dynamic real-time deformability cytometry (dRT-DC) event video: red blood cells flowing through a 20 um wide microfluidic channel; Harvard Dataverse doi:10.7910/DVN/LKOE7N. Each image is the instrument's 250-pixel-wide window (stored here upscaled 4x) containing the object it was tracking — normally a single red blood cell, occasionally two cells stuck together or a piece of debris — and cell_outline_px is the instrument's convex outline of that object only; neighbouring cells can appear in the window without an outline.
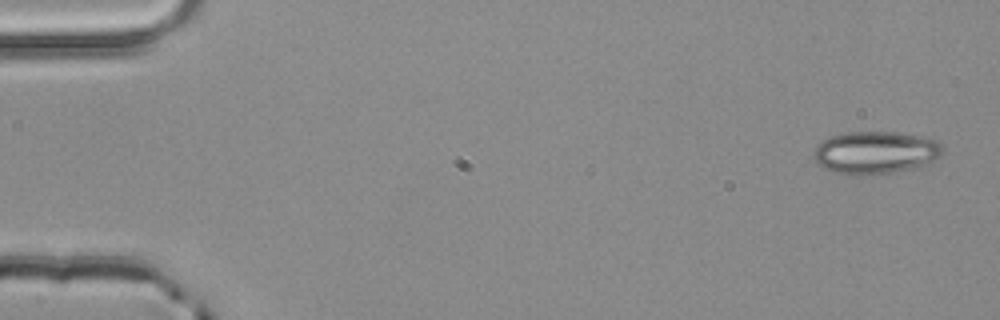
{"species": "common noctule bat (a hibernating species)", "species_latin": "Nyctalus noctula", "temperature_condition": "room temperature", "stored_images_in_passage": 5, "segment_of_instrument_passage": [1, 2], "camera_frame_rate_fps": 3000, "um_per_image_px": 0.085, "animal": {"sex": "male", "body_mass_g": 20.4}, "frame": {"image": 1, "passage_image": 1, "time_ms": 0.0, "image_size_px": [1000, 320], "cell_outline_px": [[944, 152], [936, 160], [928, 164], [912, 168], [872, 176], [868, 176], [836, 172], [824, 168], [812, 156], [812, 152], [824, 140], [832, 136], [848, 132], [896, 132], [936, 140], [940, 144]], "centroid_in_image_um": [74.43, 12.98], "position_along_channel_um": 10.6, "area_um2": 31.79}}